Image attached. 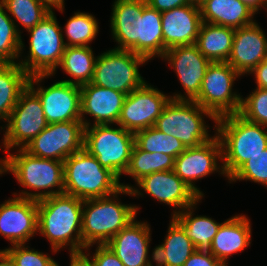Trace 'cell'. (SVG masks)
I'll return each instance as SVG.
<instances>
[{"label": "cell", "instance_id": "obj_24", "mask_svg": "<svg viewBox=\"0 0 267 266\" xmlns=\"http://www.w3.org/2000/svg\"><path fill=\"white\" fill-rule=\"evenodd\" d=\"M251 244V223L246 215H235L222 222L208 250L214 257L228 263L232 254L243 252Z\"/></svg>", "mask_w": 267, "mask_h": 266}, {"label": "cell", "instance_id": "obj_22", "mask_svg": "<svg viewBox=\"0 0 267 266\" xmlns=\"http://www.w3.org/2000/svg\"><path fill=\"white\" fill-rule=\"evenodd\" d=\"M163 44L166 51L175 46L195 44L203 23L197 3L161 12Z\"/></svg>", "mask_w": 267, "mask_h": 266}, {"label": "cell", "instance_id": "obj_37", "mask_svg": "<svg viewBox=\"0 0 267 266\" xmlns=\"http://www.w3.org/2000/svg\"><path fill=\"white\" fill-rule=\"evenodd\" d=\"M252 181L267 187V148L244 163L229 179Z\"/></svg>", "mask_w": 267, "mask_h": 266}, {"label": "cell", "instance_id": "obj_10", "mask_svg": "<svg viewBox=\"0 0 267 266\" xmlns=\"http://www.w3.org/2000/svg\"><path fill=\"white\" fill-rule=\"evenodd\" d=\"M148 60L129 50L110 49L97 56L92 84L128 95L146 81L139 66Z\"/></svg>", "mask_w": 267, "mask_h": 266}, {"label": "cell", "instance_id": "obj_48", "mask_svg": "<svg viewBox=\"0 0 267 266\" xmlns=\"http://www.w3.org/2000/svg\"><path fill=\"white\" fill-rule=\"evenodd\" d=\"M203 0H191V2H194V3H197V4H199V3H201Z\"/></svg>", "mask_w": 267, "mask_h": 266}, {"label": "cell", "instance_id": "obj_44", "mask_svg": "<svg viewBox=\"0 0 267 266\" xmlns=\"http://www.w3.org/2000/svg\"><path fill=\"white\" fill-rule=\"evenodd\" d=\"M43 4H45L51 11L53 8H57L58 11L63 12L64 9V0H40Z\"/></svg>", "mask_w": 267, "mask_h": 266}, {"label": "cell", "instance_id": "obj_34", "mask_svg": "<svg viewBox=\"0 0 267 266\" xmlns=\"http://www.w3.org/2000/svg\"><path fill=\"white\" fill-rule=\"evenodd\" d=\"M24 47L15 23L0 2V63H18V58L22 59Z\"/></svg>", "mask_w": 267, "mask_h": 266}, {"label": "cell", "instance_id": "obj_6", "mask_svg": "<svg viewBox=\"0 0 267 266\" xmlns=\"http://www.w3.org/2000/svg\"><path fill=\"white\" fill-rule=\"evenodd\" d=\"M63 163L65 194L87 200L111 195L121 188L120 179L84 148Z\"/></svg>", "mask_w": 267, "mask_h": 266}, {"label": "cell", "instance_id": "obj_26", "mask_svg": "<svg viewBox=\"0 0 267 266\" xmlns=\"http://www.w3.org/2000/svg\"><path fill=\"white\" fill-rule=\"evenodd\" d=\"M164 243L154 248L156 266H183L197 250L183 226L171 217Z\"/></svg>", "mask_w": 267, "mask_h": 266}, {"label": "cell", "instance_id": "obj_28", "mask_svg": "<svg viewBox=\"0 0 267 266\" xmlns=\"http://www.w3.org/2000/svg\"><path fill=\"white\" fill-rule=\"evenodd\" d=\"M29 77L18 63H0V120L7 121Z\"/></svg>", "mask_w": 267, "mask_h": 266}, {"label": "cell", "instance_id": "obj_46", "mask_svg": "<svg viewBox=\"0 0 267 266\" xmlns=\"http://www.w3.org/2000/svg\"><path fill=\"white\" fill-rule=\"evenodd\" d=\"M69 266H89V265L80 256H70Z\"/></svg>", "mask_w": 267, "mask_h": 266}, {"label": "cell", "instance_id": "obj_2", "mask_svg": "<svg viewBox=\"0 0 267 266\" xmlns=\"http://www.w3.org/2000/svg\"><path fill=\"white\" fill-rule=\"evenodd\" d=\"M84 200L62 193L37 201V232L50 242L52 252L69 246L70 256H80Z\"/></svg>", "mask_w": 267, "mask_h": 266}, {"label": "cell", "instance_id": "obj_29", "mask_svg": "<svg viewBox=\"0 0 267 266\" xmlns=\"http://www.w3.org/2000/svg\"><path fill=\"white\" fill-rule=\"evenodd\" d=\"M96 59L90 46H66L59 67L72 79L61 81L79 86L90 83L93 79Z\"/></svg>", "mask_w": 267, "mask_h": 266}, {"label": "cell", "instance_id": "obj_43", "mask_svg": "<svg viewBox=\"0 0 267 266\" xmlns=\"http://www.w3.org/2000/svg\"><path fill=\"white\" fill-rule=\"evenodd\" d=\"M244 3L252 12L257 14L260 8H265L267 5V0H239Z\"/></svg>", "mask_w": 267, "mask_h": 266}, {"label": "cell", "instance_id": "obj_49", "mask_svg": "<svg viewBox=\"0 0 267 266\" xmlns=\"http://www.w3.org/2000/svg\"><path fill=\"white\" fill-rule=\"evenodd\" d=\"M264 62L267 63V50H266V54H265V58H264Z\"/></svg>", "mask_w": 267, "mask_h": 266}, {"label": "cell", "instance_id": "obj_36", "mask_svg": "<svg viewBox=\"0 0 267 266\" xmlns=\"http://www.w3.org/2000/svg\"><path fill=\"white\" fill-rule=\"evenodd\" d=\"M249 122L267 126V89H254L246 98H241L238 113Z\"/></svg>", "mask_w": 267, "mask_h": 266}, {"label": "cell", "instance_id": "obj_47", "mask_svg": "<svg viewBox=\"0 0 267 266\" xmlns=\"http://www.w3.org/2000/svg\"><path fill=\"white\" fill-rule=\"evenodd\" d=\"M0 147H1V146H0ZM4 160H5V158L0 159V172H1L2 169H3V166H4Z\"/></svg>", "mask_w": 267, "mask_h": 266}, {"label": "cell", "instance_id": "obj_15", "mask_svg": "<svg viewBox=\"0 0 267 266\" xmlns=\"http://www.w3.org/2000/svg\"><path fill=\"white\" fill-rule=\"evenodd\" d=\"M170 96L145 82L126 95L117 125L134 134L154 126Z\"/></svg>", "mask_w": 267, "mask_h": 266}, {"label": "cell", "instance_id": "obj_9", "mask_svg": "<svg viewBox=\"0 0 267 266\" xmlns=\"http://www.w3.org/2000/svg\"><path fill=\"white\" fill-rule=\"evenodd\" d=\"M90 125L84 129V149L119 179L129 165L135 135L120 125Z\"/></svg>", "mask_w": 267, "mask_h": 266}, {"label": "cell", "instance_id": "obj_41", "mask_svg": "<svg viewBox=\"0 0 267 266\" xmlns=\"http://www.w3.org/2000/svg\"><path fill=\"white\" fill-rule=\"evenodd\" d=\"M147 4L158 12L172 10L177 7L191 4V0H146Z\"/></svg>", "mask_w": 267, "mask_h": 266}, {"label": "cell", "instance_id": "obj_18", "mask_svg": "<svg viewBox=\"0 0 267 266\" xmlns=\"http://www.w3.org/2000/svg\"><path fill=\"white\" fill-rule=\"evenodd\" d=\"M174 68L180 83L185 90L170 96L174 100H194L200 91L202 80L208 65L211 63L195 44L175 46L168 49L161 57Z\"/></svg>", "mask_w": 267, "mask_h": 266}, {"label": "cell", "instance_id": "obj_45", "mask_svg": "<svg viewBox=\"0 0 267 266\" xmlns=\"http://www.w3.org/2000/svg\"><path fill=\"white\" fill-rule=\"evenodd\" d=\"M0 266H14L12 259L9 255L0 249Z\"/></svg>", "mask_w": 267, "mask_h": 266}, {"label": "cell", "instance_id": "obj_8", "mask_svg": "<svg viewBox=\"0 0 267 266\" xmlns=\"http://www.w3.org/2000/svg\"><path fill=\"white\" fill-rule=\"evenodd\" d=\"M62 30L54 11H51L27 31L30 34L29 53L24 59H19L18 64L29 76L56 74L66 48Z\"/></svg>", "mask_w": 267, "mask_h": 266}, {"label": "cell", "instance_id": "obj_17", "mask_svg": "<svg viewBox=\"0 0 267 266\" xmlns=\"http://www.w3.org/2000/svg\"><path fill=\"white\" fill-rule=\"evenodd\" d=\"M138 188L130 184L120 183L121 187L130 188L133 197L143 195V190L159 202L176 208L172 217L183 211L185 208L196 203L200 197L192 191L188 185L181 180L174 170L155 172L142 177L136 182Z\"/></svg>", "mask_w": 267, "mask_h": 266}, {"label": "cell", "instance_id": "obj_27", "mask_svg": "<svg viewBox=\"0 0 267 266\" xmlns=\"http://www.w3.org/2000/svg\"><path fill=\"white\" fill-rule=\"evenodd\" d=\"M235 29L203 22L195 45L210 62H227Z\"/></svg>", "mask_w": 267, "mask_h": 266}, {"label": "cell", "instance_id": "obj_39", "mask_svg": "<svg viewBox=\"0 0 267 266\" xmlns=\"http://www.w3.org/2000/svg\"><path fill=\"white\" fill-rule=\"evenodd\" d=\"M90 249V247L85 248V252L80 255L89 266H124L120 259L106 244L97 245L95 253H92L94 256H90ZM86 251L88 252L87 254Z\"/></svg>", "mask_w": 267, "mask_h": 266}, {"label": "cell", "instance_id": "obj_5", "mask_svg": "<svg viewBox=\"0 0 267 266\" xmlns=\"http://www.w3.org/2000/svg\"><path fill=\"white\" fill-rule=\"evenodd\" d=\"M214 129L222 144V164L229 179L244 163L267 148V126L237 114L216 120Z\"/></svg>", "mask_w": 267, "mask_h": 266}, {"label": "cell", "instance_id": "obj_7", "mask_svg": "<svg viewBox=\"0 0 267 266\" xmlns=\"http://www.w3.org/2000/svg\"><path fill=\"white\" fill-rule=\"evenodd\" d=\"M204 116L216 118L194 100L170 99L154 125L159 131L180 140L186 148L197 147L208 142L214 136L208 133L209 126Z\"/></svg>", "mask_w": 267, "mask_h": 266}, {"label": "cell", "instance_id": "obj_4", "mask_svg": "<svg viewBox=\"0 0 267 266\" xmlns=\"http://www.w3.org/2000/svg\"><path fill=\"white\" fill-rule=\"evenodd\" d=\"M7 172L12 173L24 188L35 190L34 192L23 190L19 194L13 193L15 196L38 201L64 193L63 161L39 158L24 149H18L17 153L7 152L5 156L0 175Z\"/></svg>", "mask_w": 267, "mask_h": 266}, {"label": "cell", "instance_id": "obj_31", "mask_svg": "<svg viewBox=\"0 0 267 266\" xmlns=\"http://www.w3.org/2000/svg\"><path fill=\"white\" fill-rule=\"evenodd\" d=\"M175 159L164 153H149L134 144L130 162L125 175H129L137 182L142 177L162 171L174 170Z\"/></svg>", "mask_w": 267, "mask_h": 266}, {"label": "cell", "instance_id": "obj_30", "mask_svg": "<svg viewBox=\"0 0 267 266\" xmlns=\"http://www.w3.org/2000/svg\"><path fill=\"white\" fill-rule=\"evenodd\" d=\"M200 201L201 198L193 205L179 212L174 218L183 226L197 250H209L213 238L222 223L216 222V220L208 216H194V208L196 209L195 206Z\"/></svg>", "mask_w": 267, "mask_h": 266}, {"label": "cell", "instance_id": "obj_3", "mask_svg": "<svg viewBox=\"0 0 267 266\" xmlns=\"http://www.w3.org/2000/svg\"><path fill=\"white\" fill-rule=\"evenodd\" d=\"M120 194L132 196L130 188L121 187L115 193L83 202L82 243L84 249L105 245L137 216L138 206L122 204Z\"/></svg>", "mask_w": 267, "mask_h": 266}, {"label": "cell", "instance_id": "obj_1", "mask_svg": "<svg viewBox=\"0 0 267 266\" xmlns=\"http://www.w3.org/2000/svg\"><path fill=\"white\" fill-rule=\"evenodd\" d=\"M110 22L116 49L132 51L148 61L166 52L161 12L146 0H115Z\"/></svg>", "mask_w": 267, "mask_h": 266}, {"label": "cell", "instance_id": "obj_25", "mask_svg": "<svg viewBox=\"0 0 267 266\" xmlns=\"http://www.w3.org/2000/svg\"><path fill=\"white\" fill-rule=\"evenodd\" d=\"M202 21L233 29L253 24L255 13L239 0H203Z\"/></svg>", "mask_w": 267, "mask_h": 266}, {"label": "cell", "instance_id": "obj_19", "mask_svg": "<svg viewBox=\"0 0 267 266\" xmlns=\"http://www.w3.org/2000/svg\"><path fill=\"white\" fill-rule=\"evenodd\" d=\"M37 226V200L14 195L0 204V235L11 246L26 244L37 234Z\"/></svg>", "mask_w": 267, "mask_h": 266}, {"label": "cell", "instance_id": "obj_35", "mask_svg": "<svg viewBox=\"0 0 267 266\" xmlns=\"http://www.w3.org/2000/svg\"><path fill=\"white\" fill-rule=\"evenodd\" d=\"M95 16L85 12H75L65 25L66 46H89L99 33Z\"/></svg>", "mask_w": 267, "mask_h": 266}, {"label": "cell", "instance_id": "obj_12", "mask_svg": "<svg viewBox=\"0 0 267 266\" xmlns=\"http://www.w3.org/2000/svg\"><path fill=\"white\" fill-rule=\"evenodd\" d=\"M6 122L1 128H6L2 139L4 152L23 149L48 125L42 103L29 87L20 94Z\"/></svg>", "mask_w": 267, "mask_h": 266}, {"label": "cell", "instance_id": "obj_40", "mask_svg": "<svg viewBox=\"0 0 267 266\" xmlns=\"http://www.w3.org/2000/svg\"><path fill=\"white\" fill-rule=\"evenodd\" d=\"M183 266H228L214 257L208 250H196Z\"/></svg>", "mask_w": 267, "mask_h": 266}, {"label": "cell", "instance_id": "obj_32", "mask_svg": "<svg viewBox=\"0 0 267 266\" xmlns=\"http://www.w3.org/2000/svg\"><path fill=\"white\" fill-rule=\"evenodd\" d=\"M135 144L149 153H164L174 159L186 150L184 144L172 135L159 131L154 126L140 130L135 134Z\"/></svg>", "mask_w": 267, "mask_h": 266}, {"label": "cell", "instance_id": "obj_21", "mask_svg": "<svg viewBox=\"0 0 267 266\" xmlns=\"http://www.w3.org/2000/svg\"><path fill=\"white\" fill-rule=\"evenodd\" d=\"M81 90V121L84 127L91 123L85 118L90 115L94 119L93 125L116 124L119 120L126 94L98 85L86 83Z\"/></svg>", "mask_w": 267, "mask_h": 266}, {"label": "cell", "instance_id": "obj_14", "mask_svg": "<svg viewBox=\"0 0 267 266\" xmlns=\"http://www.w3.org/2000/svg\"><path fill=\"white\" fill-rule=\"evenodd\" d=\"M84 129L82 121L51 123L23 149L39 158L64 161L84 148Z\"/></svg>", "mask_w": 267, "mask_h": 266}, {"label": "cell", "instance_id": "obj_11", "mask_svg": "<svg viewBox=\"0 0 267 266\" xmlns=\"http://www.w3.org/2000/svg\"><path fill=\"white\" fill-rule=\"evenodd\" d=\"M239 77L241 75L227 62H211L194 101L216 119L239 113L242 96L232 91Z\"/></svg>", "mask_w": 267, "mask_h": 266}, {"label": "cell", "instance_id": "obj_42", "mask_svg": "<svg viewBox=\"0 0 267 266\" xmlns=\"http://www.w3.org/2000/svg\"><path fill=\"white\" fill-rule=\"evenodd\" d=\"M250 74L255 76L257 88L267 89V63L262 61L251 71Z\"/></svg>", "mask_w": 267, "mask_h": 266}, {"label": "cell", "instance_id": "obj_20", "mask_svg": "<svg viewBox=\"0 0 267 266\" xmlns=\"http://www.w3.org/2000/svg\"><path fill=\"white\" fill-rule=\"evenodd\" d=\"M146 222L131 221L106 244L124 266H153L149 255L151 228ZM152 258V259H150Z\"/></svg>", "mask_w": 267, "mask_h": 266}, {"label": "cell", "instance_id": "obj_33", "mask_svg": "<svg viewBox=\"0 0 267 266\" xmlns=\"http://www.w3.org/2000/svg\"><path fill=\"white\" fill-rule=\"evenodd\" d=\"M0 2L4 5L6 11L10 13V18H14L12 20L20 35L21 31L16 21L28 31L51 12L40 0H0Z\"/></svg>", "mask_w": 267, "mask_h": 266}, {"label": "cell", "instance_id": "obj_23", "mask_svg": "<svg viewBox=\"0 0 267 266\" xmlns=\"http://www.w3.org/2000/svg\"><path fill=\"white\" fill-rule=\"evenodd\" d=\"M267 50V36L255 21L248 26L235 29L231 54L227 63L241 76L264 61Z\"/></svg>", "mask_w": 267, "mask_h": 266}, {"label": "cell", "instance_id": "obj_38", "mask_svg": "<svg viewBox=\"0 0 267 266\" xmlns=\"http://www.w3.org/2000/svg\"><path fill=\"white\" fill-rule=\"evenodd\" d=\"M12 259L14 266H59L48 254L29 249L26 244L3 249Z\"/></svg>", "mask_w": 267, "mask_h": 266}, {"label": "cell", "instance_id": "obj_13", "mask_svg": "<svg viewBox=\"0 0 267 266\" xmlns=\"http://www.w3.org/2000/svg\"><path fill=\"white\" fill-rule=\"evenodd\" d=\"M48 77L51 78L52 75L36 74L31 75L28 81V87L42 103L47 123L81 121L80 86L59 80L48 88H43L40 83Z\"/></svg>", "mask_w": 267, "mask_h": 266}, {"label": "cell", "instance_id": "obj_16", "mask_svg": "<svg viewBox=\"0 0 267 266\" xmlns=\"http://www.w3.org/2000/svg\"><path fill=\"white\" fill-rule=\"evenodd\" d=\"M219 159H223L222 144L219 137L214 134L208 142L197 147L186 148L176 157L174 172L202 199L204 194L194 182L215 172L226 177L223 165L220 166L218 163Z\"/></svg>", "mask_w": 267, "mask_h": 266}]
</instances>
